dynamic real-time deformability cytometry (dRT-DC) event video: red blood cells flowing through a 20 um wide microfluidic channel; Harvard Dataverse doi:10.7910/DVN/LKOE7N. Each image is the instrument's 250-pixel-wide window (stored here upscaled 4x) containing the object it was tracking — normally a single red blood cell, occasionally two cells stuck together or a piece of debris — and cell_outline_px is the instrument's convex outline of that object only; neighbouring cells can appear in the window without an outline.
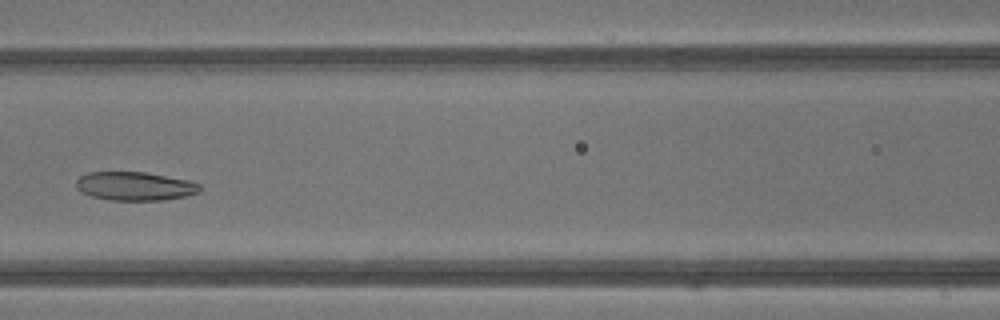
{"species": "common noctule bat (a hibernating species)", "species_latin": "Nyctalus noctula", "temperature_condition": "warm", "stored_images_in_passage": 41, "camera_frame_rate_fps": 3000, "um_per_image_px": 0.085, "animal": {"sex": "male", "body_mass_g": 13.3}, "frame": {"image": 1, "passage_image": 18, "time_ms": 5.667, "image_size_px": [1000, 320], "cell_outline_px": [[204, 188], [200, 192], [184, 196], [160, 200], [108, 200], [92, 196], [80, 192], [76, 188], [76, 180], [80, 176], [88, 172], [144, 172], [188, 180], [200, 184]], "centroid_in_image_um": [11.46, 15.82], "position_along_channel_um": 155.1, "area_um2": 20.69}}
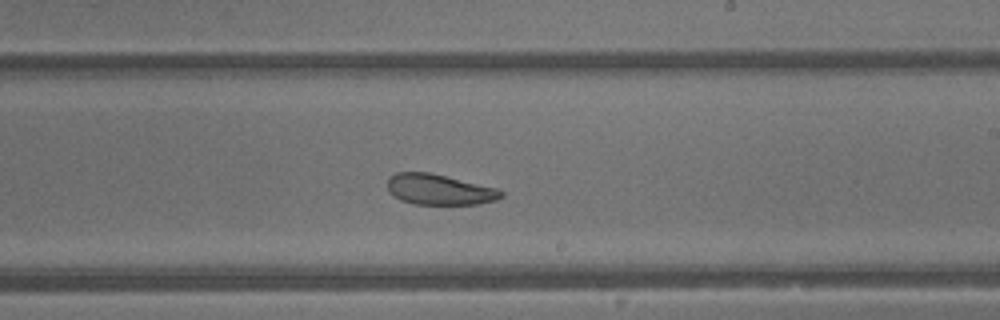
{"frame": {"image": 2, "passage_image": 24, "time_ms": 7.667, "image_size_px": [1000, 320], "cell_outline_px": [[504, 196], [496, 200], [476, 204], [412, 204], [400, 200], [392, 196], [388, 192], [388, 176], [396, 172], [428, 172], [496, 188], [504, 192]], "centroid_in_image_um": [37.29, 16.11], "position_along_channel_um": 251.7, "area_um2": 20.29}}
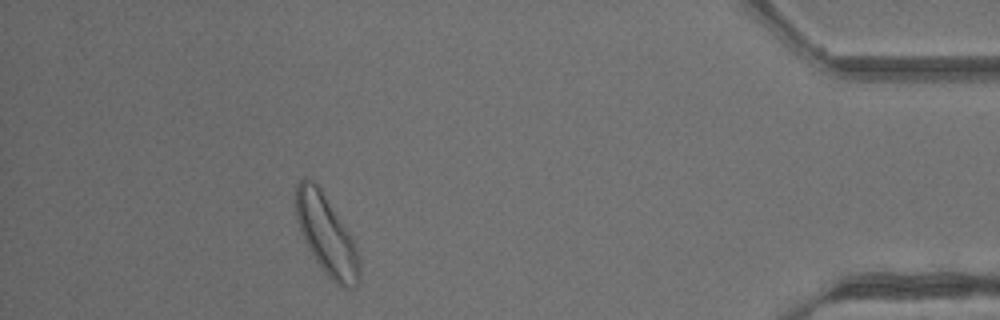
{"frame": {"image": 3, "passage_image": 37, "time_ms": 12.0, "image_size_px": [1000, 320], "cell_outline_px": [[360, 280], [352, 288], [344, 288], [336, 284], [324, 272], [316, 260], [304, 240], [296, 216], [296, 184], [304, 176], [312, 180], [320, 188], [356, 244], [360, 260]], "centroid_in_image_um": [27.77, 19.99], "position_along_channel_um": 407.4, "area_um2": 29.13}, "authors_computed_cell_mechanics": {"area_um2": 26.4146, "velocity_mm_per_s": 4.8515, "shape_relaxation_time_tau1_ms": null, "shape_relaxation_time_tau2_ms": 3.0822, "deformation_change_tau1": null, "deformation_change_tau2": 0.1073}}